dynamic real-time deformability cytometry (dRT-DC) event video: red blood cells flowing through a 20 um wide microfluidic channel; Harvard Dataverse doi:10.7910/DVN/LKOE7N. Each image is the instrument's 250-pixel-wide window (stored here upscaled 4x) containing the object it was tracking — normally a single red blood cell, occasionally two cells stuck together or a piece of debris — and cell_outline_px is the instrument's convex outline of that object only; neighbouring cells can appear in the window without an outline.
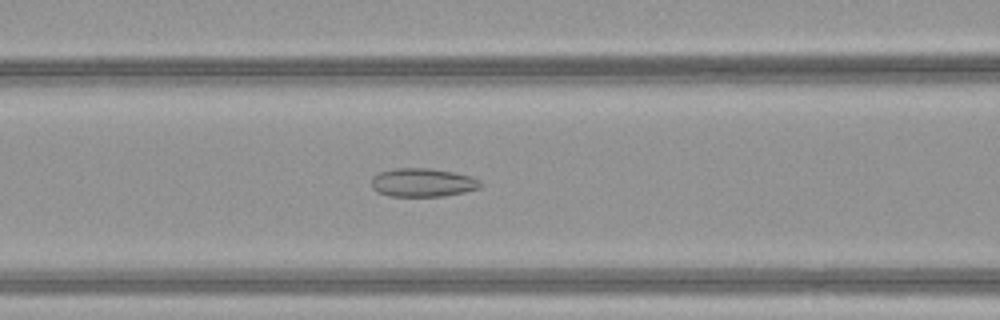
{"species": "common noctule bat (a hibernating species)", "species_latin": "Nyctalus noctula", "temperature_condition": "warm", "stored_images_in_passage": 51, "camera_frame_rate_fps": 3000, "um_per_image_px": 0.085, "animal": {"sex": "female", "body_mass_g": 21.9}, "frame": {"image": 1, "passage_image": 23, "time_ms": 7.333, "image_size_px": [1000, 320], "cell_outline_px": [[484, 184], [480, 188], [464, 192], [444, 196], [392, 196], [376, 192], [372, 188], [372, 176], [380, 172], [392, 168], [432, 168], [472, 176], [480, 180]], "centroid_in_image_um": [35.94, 15.51], "position_along_channel_um": 130.7, "area_um2": 18.32}}
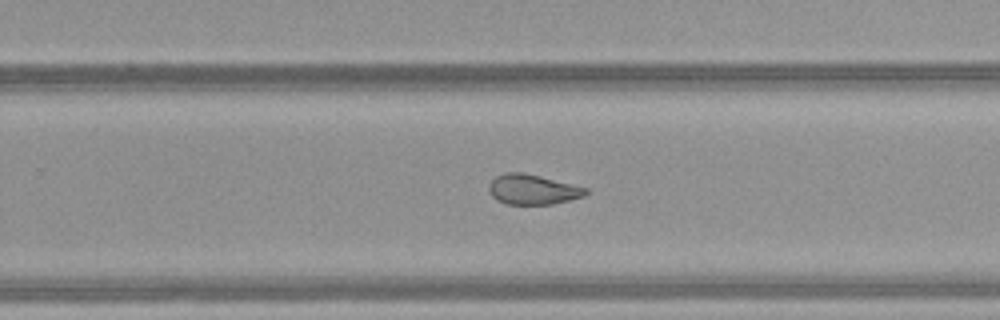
{"frame": {"image": 2, "passage_image": 34, "time_ms": 11.0, "image_size_px": [1000, 320], "cell_outline_px": [[588, 192], [584, 196], [552, 204], [504, 204], [496, 200], [492, 196], [488, 188], [488, 184], [496, 176], [504, 172], [524, 172], [588, 188]], "centroid_in_image_um": [45.24, 16.1], "position_along_channel_um": 284.6, "area_um2": 16.99}}
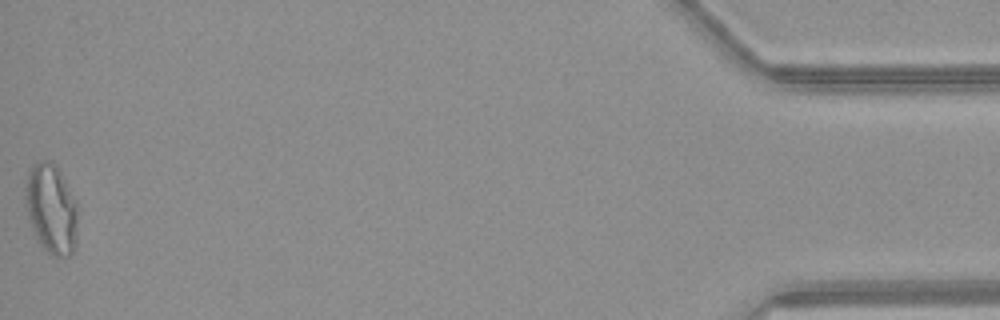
{"frame": {"image": 3, "passage_image": 51, "time_ms": 16.667, "image_size_px": [1000, 320], "cell_outline_px": [[76, 244], [72, 252], [68, 256], [52, 256], [40, 244], [36, 236], [28, 216], [24, 200], [24, 188], [28, 168], [32, 164], [40, 160], [52, 160], [56, 164], [76, 200]], "centroid_in_image_um": [4.33, 17.69], "position_along_channel_um": 430.9, "area_um2": 27.63}, "authors_computed_cell_mechanics": {"area_um2": 22.542, "velocity_mm_per_s": 4.1985, "shape_relaxation_time_tau1_ms": null, "shape_relaxation_time_tau2_ms": 1.732, "deformation_change_tau1": null, "deformation_change_tau2": 0.0781}}